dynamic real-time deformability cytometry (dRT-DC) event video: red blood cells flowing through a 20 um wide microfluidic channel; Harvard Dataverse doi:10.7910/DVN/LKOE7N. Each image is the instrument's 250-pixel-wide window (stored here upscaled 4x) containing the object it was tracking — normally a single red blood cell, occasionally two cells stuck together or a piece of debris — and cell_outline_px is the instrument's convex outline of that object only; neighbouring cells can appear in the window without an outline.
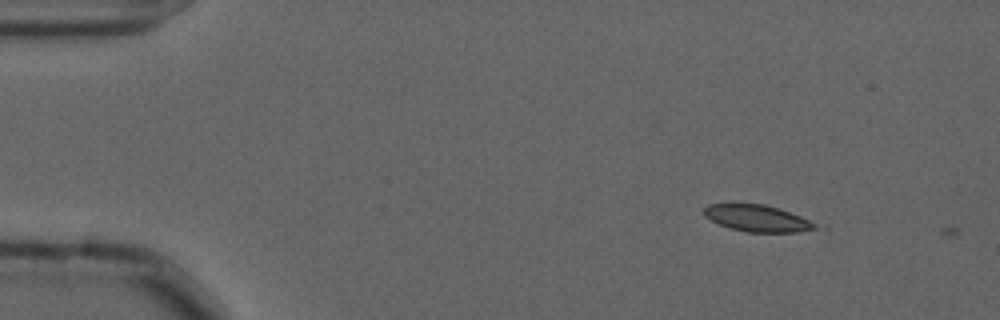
{"species": "common noctule bat (a hibernating species)", "species_latin": "Nyctalus noctula", "temperature_condition": "cold", "stored_images_in_passage": 2, "camera_frame_rate_fps": 3000, "um_per_image_px": 0.085, "animal": {"sex": "male", "forearm_length_mm": 52.5}, "frame": {"image": 1, "passage_image": 1, "time_ms": 0.0, "image_size_px": [1000, 320], "cell_outline_px": [[816, 228], [796, 232], [748, 232], [728, 228], [704, 216], [704, 208], [708, 204], [764, 204], [780, 208], [800, 216], [816, 224]], "centroid_in_image_um": [64.33, 18.55], "position_along_channel_um": 20.7, "area_um2": 17.05}}